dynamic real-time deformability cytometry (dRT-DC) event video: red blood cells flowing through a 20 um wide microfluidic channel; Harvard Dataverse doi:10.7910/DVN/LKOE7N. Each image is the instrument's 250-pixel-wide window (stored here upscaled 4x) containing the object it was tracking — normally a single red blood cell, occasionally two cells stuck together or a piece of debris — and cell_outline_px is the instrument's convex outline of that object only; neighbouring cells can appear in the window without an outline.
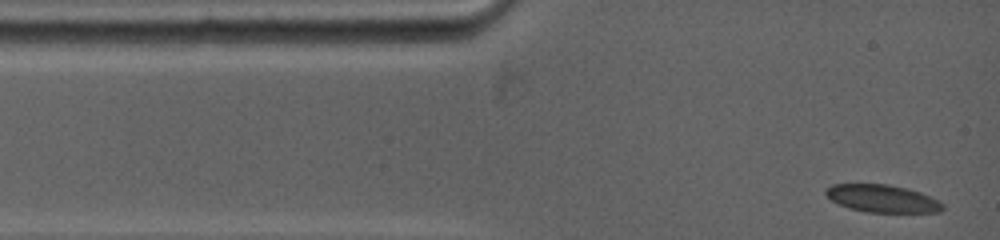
{"species": "common noctule bat (a hibernating species)", "species_latin": "Nyctalus noctula", "temperature_condition": "warm", "stored_images_in_passage": 31, "camera_frame_rate_fps": 5000, "um_per_image_px": 0.085, "animal": {"sex": "female", "body_mass_g": 19.0, "forearm_length_mm": 53.3}, "frame": {"image": 1, "passage_image": 1, "time_ms": 0.0, "image_size_px": [1000, 240], "cell_outline_px": [[940, 208], [932, 212], [872, 212], [852, 208], [840, 204], [832, 200], [824, 192], [832, 184], [884, 184], [904, 188], [928, 196], [936, 200], [940, 204]], "centroid_in_image_um": [74.9, 16.86], "position_along_channel_um": 10.1, "area_um2": 17.8}}
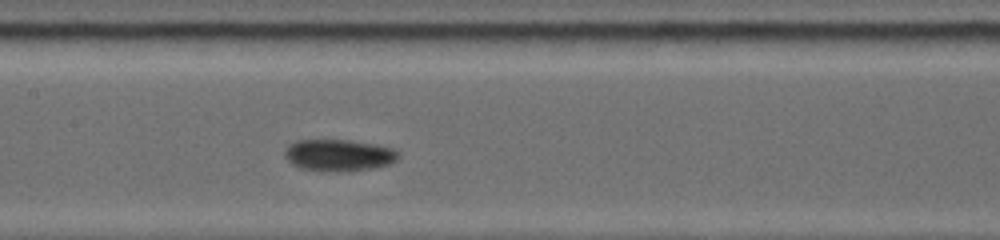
{"frame": {"image": 2, "passage_image": 14, "time_ms": 5.6, "image_size_px": [1000, 240], "cell_outline_px": [[400, 156], [396, 160], [388, 164], [372, 168], [336, 172], [300, 168], [292, 164], [284, 156], [284, 152], [288, 144], [296, 140], [348, 140], [376, 144], [392, 148], [400, 152]], "centroid_in_image_um": [28.78, 13.18], "position_along_channel_um": 178.6, "area_um2": 21.04}}
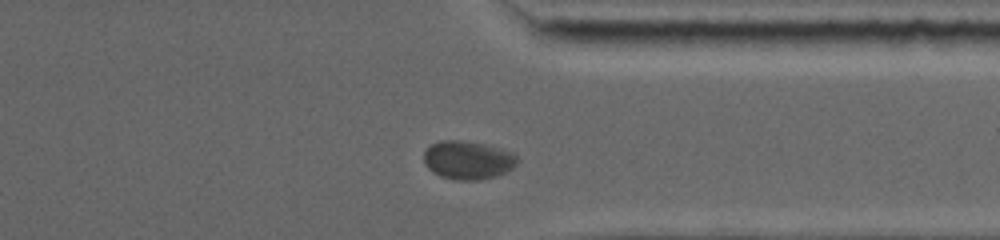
{"frame": {"image": 3, "passage_image": 27, "time_ms": 10.8, "image_size_px": [1000, 240], "cell_outline_px": [[520, 160], [512, 168], [496, 176], [476, 180], [456, 180], [440, 176], [432, 172], [424, 164], [424, 152], [432, 144], [440, 140], [460, 140], [484, 144], [500, 148], [512, 152]], "centroid_in_image_um": [39.76, 13.6], "position_along_channel_um": 371.6, "area_um2": 20.92}, "authors_computed_cell_mechanics": {"area_um2": 20.519, "velocity_mm_per_s": 3.7238, "shape_relaxation_time_tau1_ms": 4.4081, "shape_relaxation_time_tau2_ms": null, "deformation_change_tau1": 0.1014, "deformation_change_tau2": null}}